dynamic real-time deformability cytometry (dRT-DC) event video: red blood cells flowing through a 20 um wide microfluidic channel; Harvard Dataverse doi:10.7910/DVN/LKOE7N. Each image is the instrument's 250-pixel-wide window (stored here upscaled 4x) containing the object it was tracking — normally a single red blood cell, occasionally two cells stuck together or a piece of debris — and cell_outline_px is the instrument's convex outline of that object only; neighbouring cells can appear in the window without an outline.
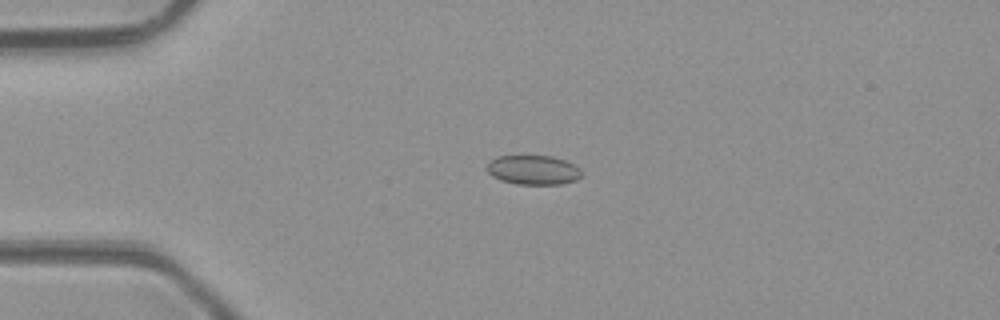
{"species": "common noctule bat (a hibernating species)", "species_latin": "Nyctalus noctula", "temperature_condition": "room temperature", "stored_images_in_passage": 4, "camera_frame_rate_fps": 3000, "um_per_image_px": 0.085, "animal": {"sex": "male", "body_mass_g": 23.1, "forearm_length_mm": 52.7}, "frame": {"image": 1, "passage_image": 4, "time_ms": 3.333, "image_size_px": [1000, 320], "cell_outline_px": [[584, 172], [576, 180], [560, 184], [516, 184], [500, 180], [492, 176], [488, 172], [488, 164], [496, 156], [552, 156], [564, 160], [580, 168]], "centroid_in_image_um": [45.34, 14.45], "position_along_channel_um": 39.7, "area_um2": 16.13}}